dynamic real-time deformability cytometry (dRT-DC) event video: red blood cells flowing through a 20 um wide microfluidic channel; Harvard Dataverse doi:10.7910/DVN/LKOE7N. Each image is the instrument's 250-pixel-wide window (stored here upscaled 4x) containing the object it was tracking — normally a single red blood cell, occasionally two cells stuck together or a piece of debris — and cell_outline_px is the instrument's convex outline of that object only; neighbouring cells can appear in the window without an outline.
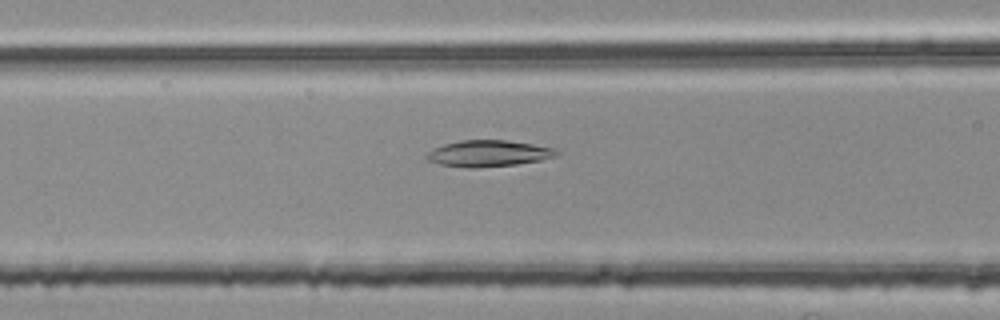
{"species": "common noctule bat (a hibernating species)", "species_latin": "Nyctalus noctula", "temperature_condition": "room temperature", "stored_images_in_passage": 44, "camera_frame_rate_fps": 3000, "um_per_image_px": 0.085, "animal": {"sex": "female", "body_mass_g": 25.1}, "frame": {"image": 1, "passage_image": 12, "time_ms": 3.667, "image_size_px": [1000, 320], "cell_outline_px": [[560, 152], [556, 156], [540, 160], [516, 164], [476, 168], [468, 168], [440, 164], [428, 160], [424, 156], [432, 148], [444, 144], [460, 140], [504, 140], [532, 144], [556, 148]], "centroid_in_image_um": [41.5, 13.04], "position_along_channel_um": 125.1, "area_um2": 19.94}}
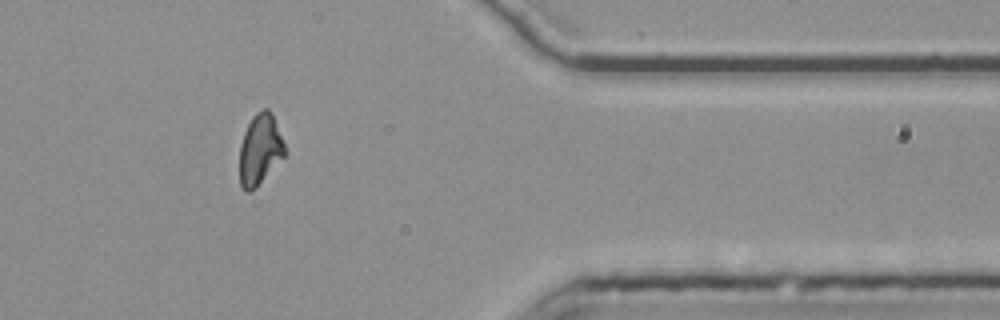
{"frame": {"image": 2, "passage_image": 35, "time_ms": 11.333, "image_size_px": [1000, 320], "cell_outline_px": [[288, 152], [248, 192], [244, 192], [240, 184], [240, 144], [244, 132], [252, 116], [256, 112], [264, 108], [268, 108], [272, 112]], "centroid_in_image_um": [22.1, 12.63], "position_along_channel_um": 389.3, "area_um2": 18.32}}
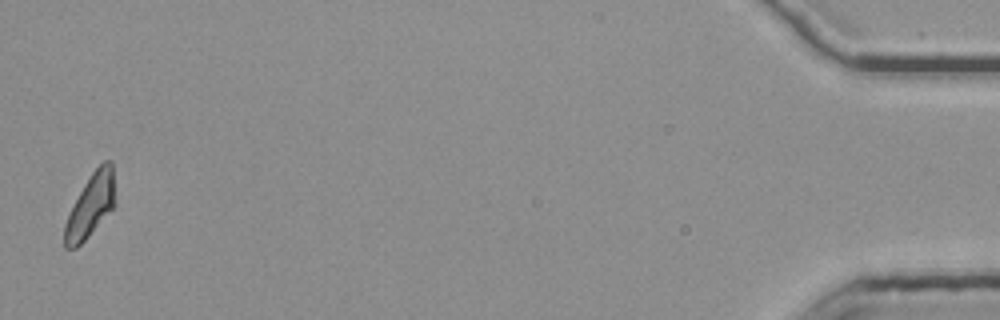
{"frame": {"image": 3, "passage_image": 44, "time_ms": 14.333, "image_size_px": [1000, 320], "cell_outline_px": [[116, 204], [88, 236], [76, 248], [64, 248], [64, 224], [84, 184], [92, 172], [104, 160], [112, 160], [116, 200]], "centroid_in_image_um": [7.73, 17.45], "position_along_channel_um": 427.5, "area_um2": 18.38}}